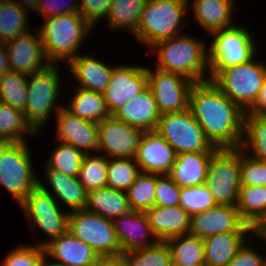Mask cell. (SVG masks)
<instances>
[{
	"mask_svg": "<svg viewBox=\"0 0 266 266\" xmlns=\"http://www.w3.org/2000/svg\"><path fill=\"white\" fill-rule=\"evenodd\" d=\"M189 109L212 146L218 149L240 148L245 112L212 80L193 83Z\"/></svg>",
	"mask_w": 266,
	"mask_h": 266,
	"instance_id": "1",
	"label": "cell"
},
{
	"mask_svg": "<svg viewBox=\"0 0 266 266\" xmlns=\"http://www.w3.org/2000/svg\"><path fill=\"white\" fill-rule=\"evenodd\" d=\"M193 38L181 34L152 45L149 49L157 54L156 68L179 74L194 83L209 80L208 48L203 40Z\"/></svg>",
	"mask_w": 266,
	"mask_h": 266,
	"instance_id": "2",
	"label": "cell"
},
{
	"mask_svg": "<svg viewBox=\"0 0 266 266\" xmlns=\"http://www.w3.org/2000/svg\"><path fill=\"white\" fill-rule=\"evenodd\" d=\"M38 30L46 58L50 64H68L78 56L80 45L86 40L92 25L80 14L71 13L43 20Z\"/></svg>",
	"mask_w": 266,
	"mask_h": 266,
	"instance_id": "3",
	"label": "cell"
},
{
	"mask_svg": "<svg viewBox=\"0 0 266 266\" xmlns=\"http://www.w3.org/2000/svg\"><path fill=\"white\" fill-rule=\"evenodd\" d=\"M255 57L223 70H209V79L244 112L254 104L266 78V63Z\"/></svg>",
	"mask_w": 266,
	"mask_h": 266,
	"instance_id": "4",
	"label": "cell"
},
{
	"mask_svg": "<svg viewBox=\"0 0 266 266\" xmlns=\"http://www.w3.org/2000/svg\"><path fill=\"white\" fill-rule=\"evenodd\" d=\"M189 1L147 0L134 37L150 48L158 41L180 35V25Z\"/></svg>",
	"mask_w": 266,
	"mask_h": 266,
	"instance_id": "5",
	"label": "cell"
},
{
	"mask_svg": "<svg viewBox=\"0 0 266 266\" xmlns=\"http://www.w3.org/2000/svg\"><path fill=\"white\" fill-rule=\"evenodd\" d=\"M58 69L57 65L50 64L44 70L28 75L24 115L37 133L48 123L52 111L57 114L65 106L57 101L61 85Z\"/></svg>",
	"mask_w": 266,
	"mask_h": 266,
	"instance_id": "6",
	"label": "cell"
},
{
	"mask_svg": "<svg viewBox=\"0 0 266 266\" xmlns=\"http://www.w3.org/2000/svg\"><path fill=\"white\" fill-rule=\"evenodd\" d=\"M27 144L0 143V185L19 204L39 184Z\"/></svg>",
	"mask_w": 266,
	"mask_h": 266,
	"instance_id": "7",
	"label": "cell"
},
{
	"mask_svg": "<svg viewBox=\"0 0 266 266\" xmlns=\"http://www.w3.org/2000/svg\"><path fill=\"white\" fill-rule=\"evenodd\" d=\"M210 34L215 37L208 47L209 70H223L239 65L256 55L257 43L249 29L234 25Z\"/></svg>",
	"mask_w": 266,
	"mask_h": 266,
	"instance_id": "8",
	"label": "cell"
},
{
	"mask_svg": "<svg viewBox=\"0 0 266 266\" xmlns=\"http://www.w3.org/2000/svg\"><path fill=\"white\" fill-rule=\"evenodd\" d=\"M156 130L177 154L218 150L206 139L189 108L181 112L161 114Z\"/></svg>",
	"mask_w": 266,
	"mask_h": 266,
	"instance_id": "9",
	"label": "cell"
},
{
	"mask_svg": "<svg viewBox=\"0 0 266 266\" xmlns=\"http://www.w3.org/2000/svg\"><path fill=\"white\" fill-rule=\"evenodd\" d=\"M241 149H218L211 157L205 185L216 204L235 206L240 182Z\"/></svg>",
	"mask_w": 266,
	"mask_h": 266,
	"instance_id": "10",
	"label": "cell"
},
{
	"mask_svg": "<svg viewBox=\"0 0 266 266\" xmlns=\"http://www.w3.org/2000/svg\"><path fill=\"white\" fill-rule=\"evenodd\" d=\"M68 232L89 245L98 256L122 254L114 223L85 209L69 211Z\"/></svg>",
	"mask_w": 266,
	"mask_h": 266,
	"instance_id": "11",
	"label": "cell"
},
{
	"mask_svg": "<svg viewBox=\"0 0 266 266\" xmlns=\"http://www.w3.org/2000/svg\"><path fill=\"white\" fill-rule=\"evenodd\" d=\"M19 205L28 221L33 222V226L38 227L50 240L68 232L69 211H61L54 196L40 180Z\"/></svg>",
	"mask_w": 266,
	"mask_h": 266,
	"instance_id": "12",
	"label": "cell"
},
{
	"mask_svg": "<svg viewBox=\"0 0 266 266\" xmlns=\"http://www.w3.org/2000/svg\"><path fill=\"white\" fill-rule=\"evenodd\" d=\"M148 87L160 114L181 112L189 108V94L194 82L171 72L147 67Z\"/></svg>",
	"mask_w": 266,
	"mask_h": 266,
	"instance_id": "13",
	"label": "cell"
},
{
	"mask_svg": "<svg viewBox=\"0 0 266 266\" xmlns=\"http://www.w3.org/2000/svg\"><path fill=\"white\" fill-rule=\"evenodd\" d=\"M144 131L114 115L98 123V152L107 158H134Z\"/></svg>",
	"mask_w": 266,
	"mask_h": 266,
	"instance_id": "14",
	"label": "cell"
},
{
	"mask_svg": "<svg viewBox=\"0 0 266 266\" xmlns=\"http://www.w3.org/2000/svg\"><path fill=\"white\" fill-rule=\"evenodd\" d=\"M148 86L147 67L117 65L103 92L111 115L120 110L130 99Z\"/></svg>",
	"mask_w": 266,
	"mask_h": 266,
	"instance_id": "15",
	"label": "cell"
},
{
	"mask_svg": "<svg viewBox=\"0 0 266 266\" xmlns=\"http://www.w3.org/2000/svg\"><path fill=\"white\" fill-rule=\"evenodd\" d=\"M233 232H257L241 218L235 206L217 204L191 216L190 235L205 239L212 235Z\"/></svg>",
	"mask_w": 266,
	"mask_h": 266,
	"instance_id": "16",
	"label": "cell"
},
{
	"mask_svg": "<svg viewBox=\"0 0 266 266\" xmlns=\"http://www.w3.org/2000/svg\"><path fill=\"white\" fill-rule=\"evenodd\" d=\"M5 42L11 71L31 75L47 68L48 62L38 29Z\"/></svg>",
	"mask_w": 266,
	"mask_h": 266,
	"instance_id": "17",
	"label": "cell"
},
{
	"mask_svg": "<svg viewBox=\"0 0 266 266\" xmlns=\"http://www.w3.org/2000/svg\"><path fill=\"white\" fill-rule=\"evenodd\" d=\"M176 151L157 130L144 131L134 160L140 172L168 175L176 160Z\"/></svg>",
	"mask_w": 266,
	"mask_h": 266,
	"instance_id": "18",
	"label": "cell"
},
{
	"mask_svg": "<svg viewBox=\"0 0 266 266\" xmlns=\"http://www.w3.org/2000/svg\"><path fill=\"white\" fill-rule=\"evenodd\" d=\"M37 245L44 247L46 257L55 258L57 262L52 263L56 266H96L99 260L98 254L89 245L70 232Z\"/></svg>",
	"mask_w": 266,
	"mask_h": 266,
	"instance_id": "19",
	"label": "cell"
},
{
	"mask_svg": "<svg viewBox=\"0 0 266 266\" xmlns=\"http://www.w3.org/2000/svg\"><path fill=\"white\" fill-rule=\"evenodd\" d=\"M56 138L89 154L98 150V123L72 115L64 107L56 114Z\"/></svg>",
	"mask_w": 266,
	"mask_h": 266,
	"instance_id": "20",
	"label": "cell"
},
{
	"mask_svg": "<svg viewBox=\"0 0 266 266\" xmlns=\"http://www.w3.org/2000/svg\"><path fill=\"white\" fill-rule=\"evenodd\" d=\"M113 223L122 253L151 247L159 242L145 212L131 210L117 217Z\"/></svg>",
	"mask_w": 266,
	"mask_h": 266,
	"instance_id": "21",
	"label": "cell"
},
{
	"mask_svg": "<svg viewBox=\"0 0 266 266\" xmlns=\"http://www.w3.org/2000/svg\"><path fill=\"white\" fill-rule=\"evenodd\" d=\"M149 225L159 241L190 232L191 216L179 205L170 207L153 206L145 211Z\"/></svg>",
	"mask_w": 266,
	"mask_h": 266,
	"instance_id": "22",
	"label": "cell"
},
{
	"mask_svg": "<svg viewBox=\"0 0 266 266\" xmlns=\"http://www.w3.org/2000/svg\"><path fill=\"white\" fill-rule=\"evenodd\" d=\"M214 153H179L168 176L180 188L203 185L205 184L209 163Z\"/></svg>",
	"mask_w": 266,
	"mask_h": 266,
	"instance_id": "23",
	"label": "cell"
},
{
	"mask_svg": "<svg viewBox=\"0 0 266 266\" xmlns=\"http://www.w3.org/2000/svg\"><path fill=\"white\" fill-rule=\"evenodd\" d=\"M160 115L148 86L114 114L118 120L143 131L156 130Z\"/></svg>",
	"mask_w": 266,
	"mask_h": 266,
	"instance_id": "24",
	"label": "cell"
},
{
	"mask_svg": "<svg viewBox=\"0 0 266 266\" xmlns=\"http://www.w3.org/2000/svg\"><path fill=\"white\" fill-rule=\"evenodd\" d=\"M67 65L70 72L77 80V87L103 93L110 81L113 69L116 67L106 65L90 55H78Z\"/></svg>",
	"mask_w": 266,
	"mask_h": 266,
	"instance_id": "25",
	"label": "cell"
},
{
	"mask_svg": "<svg viewBox=\"0 0 266 266\" xmlns=\"http://www.w3.org/2000/svg\"><path fill=\"white\" fill-rule=\"evenodd\" d=\"M256 232H233L209 236L204 241L205 266H228L246 240Z\"/></svg>",
	"mask_w": 266,
	"mask_h": 266,
	"instance_id": "26",
	"label": "cell"
},
{
	"mask_svg": "<svg viewBox=\"0 0 266 266\" xmlns=\"http://www.w3.org/2000/svg\"><path fill=\"white\" fill-rule=\"evenodd\" d=\"M192 4L194 19L207 33L234 26L235 0H193Z\"/></svg>",
	"mask_w": 266,
	"mask_h": 266,
	"instance_id": "27",
	"label": "cell"
},
{
	"mask_svg": "<svg viewBox=\"0 0 266 266\" xmlns=\"http://www.w3.org/2000/svg\"><path fill=\"white\" fill-rule=\"evenodd\" d=\"M46 179L54 190V199L65 204L68 211L85 209L88 191L80 183L78 177L63 174L55 169H44ZM59 198V201L57 200ZM69 209H68V208Z\"/></svg>",
	"mask_w": 266,
	"mask_h": 266,
	"instance_id": "28",
	"label": "cell"
},
{
	"mask_svg": "<svg viewBox=\"0 0 266 266\" xmlns=\"http://www.w3.org/2000/svg\"><path fill=\"white\" fill-rule=\"evenodd\" d=\"M85 210L114 221L131 208L125 191L106 186L88 192Z\"/></svg>",
	"mask_w": 266,
	"mask_h": 266,
	"instance_id": "29",
	"label": "cell"
},
{
	"mask_svg": "<svg viewBox=\"0 0 266 266\" xmlns=\"http://www.w3.org/2000/svg\"><path fill=\"white\" fill-rule=\"evenodd\" d=\"M236 208L247 224L261 231L266 225V187L241 186Z\"/></svg>",
	"mask_w": 266,
	"mask_h": 266,
	"instance_id": "30",
	"label": "cell"
},
{
	"mask_svg": "<svg viewBox=\"0 0 266 266\" xmlns=\"http://www.w3.org/2000/svg\"><path fill=\"white\" fill-rule=\"evenodd\" d=\"M70 106L64 108L72 115L94 123H99L111 116L103 93L87 90L81 87L75 89Z\"/></svg>",
	"mask_w": 266,
	"mask_h": 266,
	"instance_id": "31",
	"label": "cell"
},
{
	"mask_svg": "<svg viewBox=\"0 0 266 266\" xmlns=\"http://www.w3.org/2000/svg\"><path fill=\"white\" fill-rule=\"evenodd\" d=\"M173 265L205 266L204 241L190 234L167 239Z\"/></svg>",
	"mask_w": 266,
	"mask_h": 266,
	"instance_id": "32",
	"label": "cell"
},
{
	"mask_svg": "<svg viewBox=\"0 0 266 266\" xmlns=\"http://www.w3.org/2000/svg\"><path fill=\"white\" fill-rule=\"evenodd\" d=\"M36 133L22 110L0 101V143L26 142L25 134Z\"/></svg>",
	"mask_w": 266,
	"mask_h": 266,
	"instance_id": "33",
	"label": "cell"
},
{
	"mask_svg": "<svg viewBox=\"0 0 266 266\" xmlns=\"http://www.w3.org/2000/svg\"><path fill=\"white\" fill-rule=\"evenodd\" d=\"M146 2L147 0H113L106 15L110 31L128 28L134 34Z\"/></svg>",
	"mask_w": 266,
	"mask_h": 266,
	"instance_id": "34",
	"label": "cell"
},
{
	"mask_svg": "<svg viewBox=\"0 0 266 266\" xmlns=\"http://www.w3.org/2000/svg\"><path fill=\"white\" fill-rule=\"evenodd\" d=\"M29 13L15 2L0 0V42L15 39L28 31Z\"/></svg>",
	"mask_w": 266,
	"mask_h": 266,
	"instance_id": "35",
	"label": "cell"
},
{
	"mask_svg": "<svg viewBox=\"0 0 266 266\" xmlns=\"http://www.w3.org/2000/svg\"><path fill=\"white\" fill-rule=\"evenodd\" d=\"M240 149L244 152L248 149L252 150L253 154L250 156L266 161V118L252 114L244 115L243 140Z\"/></svg>",
	"mask_w": 266,
	"mask_h": 266,
	"instance_id": "36",
	"label": "cell"
},
{
	"mask_svg": "<svg viewBox=\"0 0 266 266\" xmlns=\"http://www.w3.org/2000/svg\"><path fill=\"white\" fill-rule=\"evenodd\" d=\"M155 185L156 174L140 172L137 175L126 191L131 210L145 212L155 206Z\"/></svg>",
	"mask_w": 266,
	"mask_h": 266,
	"instance_id": "37",
	"label": "cell"
},
{
	"mask_svg": "<svg viewBox=\"0 0 266 266\" xmlns=\"http://www.w3.org/2000/svg\"><path fill=\"white\" fill-rule=\"evenodd\" d=\"M85 154L79 170L78 179L89 192L107 186V166L109 158L105 155Z\"/></svg>",
	"mask_w": 266,
	"mask_h": 266,
	"instance_id": "38",
	"label": "cell"
},
{
	"mask_svg": "<svg viewBox=\"0 0 266 266\" xmlns=\"http://www.w3.org/2000/svg\"><path fill=\"white\" fill-rule=\"evenodd\" d=\"M59 143L46 161L45 169H55L65 175L78 177L85 153L70 144Z\"/></svg>",
	"mask_w": 266,
	"mask_h": 266,
	"instance_id": "39",
	"label": "cell"
},
{
	"mask_svg": "<svg viewBox=\"0 0 266 266\" xmlns=\"http://www.w3.org/2000/svg\"><path fill=\"white\" fill-rule=\"evenodd\" d=\"M28 76L14 71L0 77V101L25 111Z\"/></svg>",
	"mask_w": 266,
	"mask_h": 266,
	"instance_id": "40",
	"label": "cell"
},
{
	"mask_svg": "<svg viewBox=\"0 0 266 266\" xmlns=\"http://www.w3.org/2000/svg\"><path fill=\"white\" fill-rule=\"evenodd\" d=\"M139 173L140 169L134 158H109L107 186L126 192Z\"/></svg>",
	"mask_w": 266,
	"mask_h": 266,
	"instance_id": "41",
	"label": "cell"
},
{
	"mask_svg": "<svg viewBox=\"0 0 266 266\" xmlns=\"http://www.w3.org/2000/svg\"><path fill=\"white\" fill-rule=\"evenodd\" d=\"M129 266H171V251L165 241L142 249L122 253Z\"/></svg>",
	"mask_w": 266,
	"mask_h": 266,
	"instance_id": "42",
	"label": "cell"
},
{
	"mask_svg": "<svg viewBox=\"0 0 266 266\" xmlns=\"http://www.w3.org/2000/svg\"><path fill=\"white\" fill-rule=\"evenodd\" d=\"M215 205H217L215 199L205 184L181 188L179 206L190 216L201 213Z\"/></svg>",
	"mask_w": 266,
	"mask_h": 266,
	"instance_id": "43",
	"label": "cell"
},
{
	"mask_svg": "<svg viewBox=\"0 0 266 266\" xmlns=\"http://www.w3.org/2000/svg\"><path fill=\"white\" fill-rule=\"evenodd\" d=\"M45 258L44 247L23 244L9 251L0 266H39Z\"/></svg>",
	"mask_w": 266,
	"mask_h": 266,
	"instance_id": "44",
	"label": "cell"
},
{
	"mask_svg": "<svg viewBox=\"0 0 266 266\" xmlns=\"http://www.w3.org/2000/svg\"><path fill=\"white\" fill-rule=\"evenodd\" d=\"M249 151L241 149L240 182L241 186L266 187V161L250 156Z\"/></svg>",
	"mask_w": 266,
	"mask_h": 266,
	"instance_id": "45",
	"label": "cell"
},
{
	"mask_svg": "<svg viewBox=\"0 0 266 266\" xmlns=\"http://www.w3.org/2000/svg\"><path fill=\"white\" fill-rule=\"evenodd\" d=\"M155 189L156 206L170 207L179 205L181 188L168 175L156 174Z\"/></svg>",
	"mask_w": 266,
	"mask_h": 266,
	"instance_id": "46",
	"label": "cell"
},
{
	"mask_svg": "<svg viewBox=\"0 0 266 266\" xmlns=\"http://www.w3.org/2000/svg\"><path fill=\"white\" fill-rule=\"evenodd\" d=\"M65 1V0H63ZM61 0H39L37 11L44 20L50 17H55L59 15H66L71 13H80L79 5L80 2H72L74 0H67L65 3ZM71 1V2H70Z\"/></svg>",
	"mask_w": 266,
	"mask_h": 266,
	"instance_id": "47",
	"label": "cell"
},
{
	"mask_svg": "<svg viewBox=\"0 0 266 266\" xmlns=\"http://www.w3.org/2000/svg\"><path fill=\"white\" fill-rule=\"evenodd\" d=\"M113 0H81L80 14L94 27L101 19L105 18Z\"/></svg>",
	"mask_w": 266,
	"mask_h": 266,
	"instance_id": "48",
	"label": "cell"
},
{
	"mask_svg": "<svg viewBox=\"0 0 266 266\" xmlns=\"http://www.w3.org/2000/svg\"><path fill=\"white\" fill-rule=\"evenodd\" d=\"M228 266H266V257L245 242Z\"/></svg>",
	"mask_w": 266,
	"mask_h": 266,
	"instance_id": "49",
	"label": "cell"
},
{
	"mask_svg": "<svg viewBox=\"0 0 266 266\" xmlns=\"http://www.w3.org/2000/svg\"><path fill=\"white\" fill-rule=\"evenodd\" d=\"M266 113V78L261 87L254 104L245 112L256 116H263Z\"/></svg>",
	"mask_w": 266,
	"mask_h": 266,
	"instance_id": "50",
	"label": "cell"
},
{
	"mask_svg": "<svg viewBox=\"0 0 266 266\" xmlns=\"http://www.w3.org/2000/svg\"><path fill=\"white\" fill-rule=\"evenodd\" d=\"M96 266H129L127 258L123 255L100 256Z\"/></svg>",
	"mask_w": 266,
	"mask_h": 266,
	"instance_id": "51",
	"label": "cell"
},
{
	"mask_svg": "<svg viewBox=\"0 0 266 266\" xmlns=\"http://www.w3.org/2000/svg\"><path fill=\"white\" fill-rule=\"evenodd\" d=\"M11 71L8 59V53L3 42H0V75Z\"/></svg>",
	"mask_w": 266,
	"mask_h": 266,
	"instance_id": "52",
	"label": "cell"
},
{
	"mask_svg": "<svg viewBox=\"0 0 266 266\" xmlns=\"http://www.w3.org/2000/svg\"><path fill=\"white\" fill-rule=\"evenodd\" d=\"M15 2L18 6H20L24 11L28 12L29 10L37 11L38 1L39 0H10Z\"/></svg>",
	"mask_w": 266,
	"mask_h": 266,
	"instance_id": "53",
	"label": "cell"
},
{
	"mask_svg": "<svg viewBox=\"0 0 266 266\" xmlns=\"http://www.w3.org/2000/svg\"><path fill=\"white\" fill-rule=\"evenodd\" d=\"M254 238H259L263 240V242L265 241L266 242V225L263 227V229L261 231H257L255 234H254Z\"/></svg>",
	"mask_w": 266,
	"mask_h": 266,
	"instance_id": "54",
	"label": "cell"
},
{
	"mask_svg": "<svg viewBox=\"0 0 266 266\" xmlns=\"http://www.w3.org/2000/svg\"><path fill=\"white\" fill-rule=\"evenodd\" d=\"M48 258H45L40 264L39 266H56L54 263H51L49 260L46 261Z\"/></svg>",
	"mask_w": 266,
	"mask_h": 266,
	"instance_id": "55",
	"label": "cell"
}]
</instances>
